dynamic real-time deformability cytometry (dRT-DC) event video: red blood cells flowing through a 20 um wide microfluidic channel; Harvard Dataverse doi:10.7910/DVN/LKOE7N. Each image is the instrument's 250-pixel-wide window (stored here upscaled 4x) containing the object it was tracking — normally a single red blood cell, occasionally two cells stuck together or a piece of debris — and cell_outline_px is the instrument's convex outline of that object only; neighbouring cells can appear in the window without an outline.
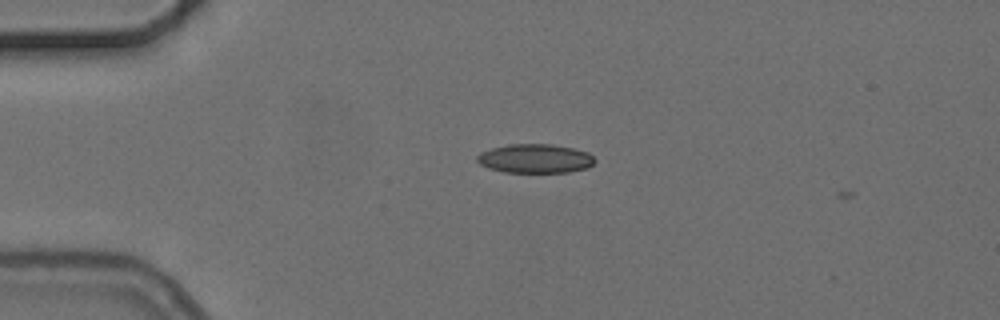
{"species": "common noctule bat (a hibernating species)", "species_latin": "Nyctalus noctula", "temperature_condition": "cold", "stored_images_in_passage": 2, "camera_frame_rate_fps": 3000, "um_per_image_px": 0.085, "animal": {"sex": "female", "body_mass_g": 24.6, "forearm_length_mm": 56.2}, "frame": {"image": 1, "passage_image": 1, "time_ms": 0.0, "image_size_px": [1000, 320], "cell_outline_px": [[596, 160], [588, 168], [568, 172], [504, 172], [488, 168], [480, 164], [476, 160], [476, 156], [480, 152], [492, 148], [508, 144], [552, 144], [572, 148], [588, 152]], "centroid_in_image_um": [45.47, 13.47], "position_along_channel_um": 39.5, "area_um2": 19.94}}